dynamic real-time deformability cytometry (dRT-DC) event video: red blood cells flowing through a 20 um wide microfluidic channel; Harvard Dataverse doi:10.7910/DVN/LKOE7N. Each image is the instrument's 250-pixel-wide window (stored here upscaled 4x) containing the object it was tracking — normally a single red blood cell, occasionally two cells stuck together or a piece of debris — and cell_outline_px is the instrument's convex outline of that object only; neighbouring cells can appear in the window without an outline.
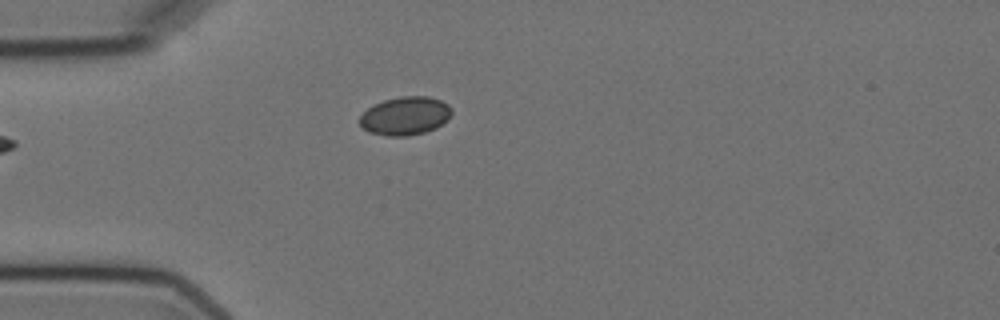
{"species": "Egyptian fruit bat (a non-hibernating species)", "species_latin": "Rousettus aegyptiacus", "temperature_condition": "cold", "stored_images_in_passage": 4, "camera_frame_rate_fps": 3000, "um_per_image_px": 0.085, "animal": {"sex": "female"}, "frame": {"image": 1, "passage_image": 4, "time_ms": 3.667, "image_size_px": [1000, 320], "cell_outline_px": [[452, 112], [448, 120], [436, 128], [424, 132], [404, 136], [388, 136], [368, 132], [360, 124], [360, 116], [368, 108], [384, 100], [400, 96], [428, 96], [440, 100], [448, 104], [452, 108]], "centroid_in_image_um": [34.47, 9.84], "position_along_channel_um": 50.5, "area_um2": 20.52}}